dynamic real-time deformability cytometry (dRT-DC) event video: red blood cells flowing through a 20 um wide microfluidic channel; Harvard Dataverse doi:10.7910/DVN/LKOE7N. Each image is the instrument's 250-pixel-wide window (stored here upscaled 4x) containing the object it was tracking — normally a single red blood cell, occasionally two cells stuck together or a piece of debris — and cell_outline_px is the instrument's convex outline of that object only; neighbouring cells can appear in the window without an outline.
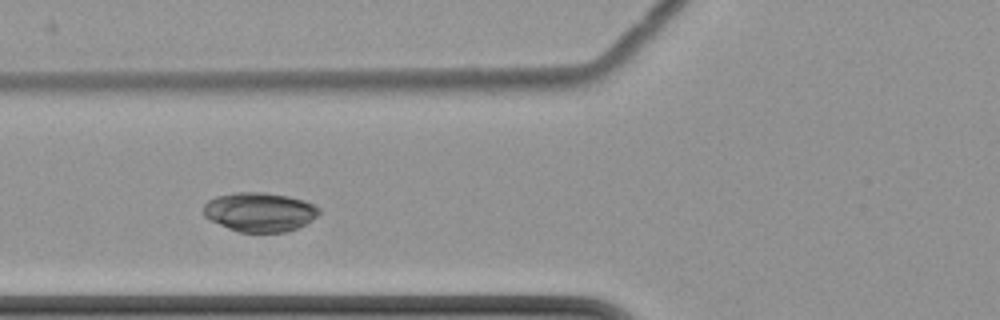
{"species": "common noctule bat (a hibernating species)", "species_latin": "Nyctalus noctula", "temperature_condition": "cold", "stored_images_in_passage": 13, "camera_frame_rate_fps": 3000, "um_per_image_px": 0.085, "animal": {"sex": "female", "body_mass_g": 22.7, "forearm_length_mm": 54.2}, "frame": {"image": 1, "passage_image": 3, "time_ms": 2.667, "image_size_px": [1000, 320], "cell_outline_px": [[320, 212], [312, 220], [296, 228], [284, 232], [240, 232], [228, 228], [204, 216], [204, 204], [208, 200], [216, 196], [236, 192], [264, 192], [288, 196], [304, 200], [320, 208]], "centroid_in_image_um": [22.07, 18.01], "position_along_channel_um": 103.7, "area_um2": 26.24}}
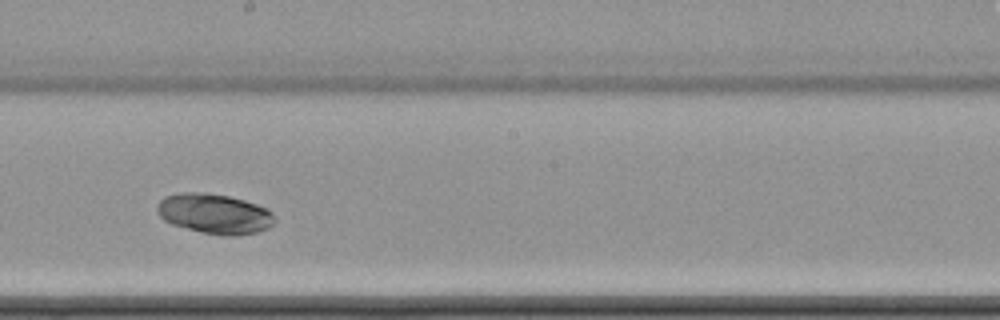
{"frame": {"image": 2, "passage_image": 6, "time_ms": 6.333, "image_size_px": [1000, 320], "cell_outline_px": [[276, 220], [268, 228], [256, 232], [236, 236], [224, 236], [200, 232], [172, 224], [164, 220], [156, 212], [156, 204], [164, 196], [180, 192], [204, 192], [228, 196], [244, 200], [268, 208], [272, 212]], "centroid_in_image_um": [18.21, 18.16], "position_along_channel_um": 230.0, "area_um2": 27.69}}
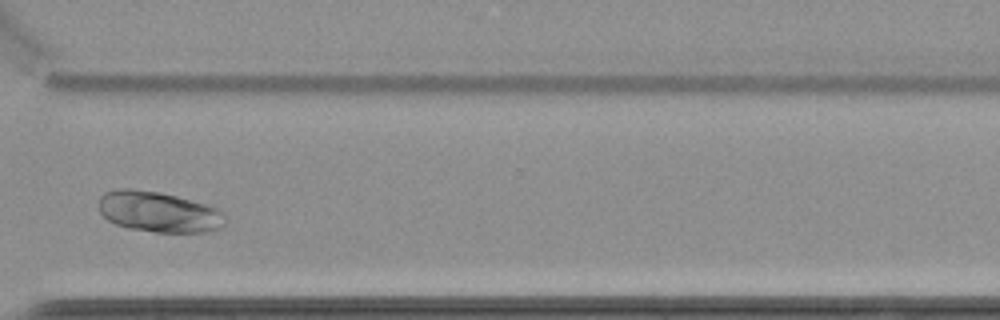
{"frame": {"image": 3, "passage_image": 9, "time_ms": 10.0, "image_size_px": [1000, 320], "cell_outline_px": [[224, 224], [216, 228], [204, 232], [156, 232], [128, 228], [116, 224], [108, 220], [100, 212], [96, 204], [100, 196], [104, 192], [116, 188], [132, 188], [160, 192], [176, 196], [204, 204], [216, 208], [224, 216]], "centroid_in_image_um": [13.38, 17.99], "position_along_channel_um": 357.2, "area_um2": 29.88}}